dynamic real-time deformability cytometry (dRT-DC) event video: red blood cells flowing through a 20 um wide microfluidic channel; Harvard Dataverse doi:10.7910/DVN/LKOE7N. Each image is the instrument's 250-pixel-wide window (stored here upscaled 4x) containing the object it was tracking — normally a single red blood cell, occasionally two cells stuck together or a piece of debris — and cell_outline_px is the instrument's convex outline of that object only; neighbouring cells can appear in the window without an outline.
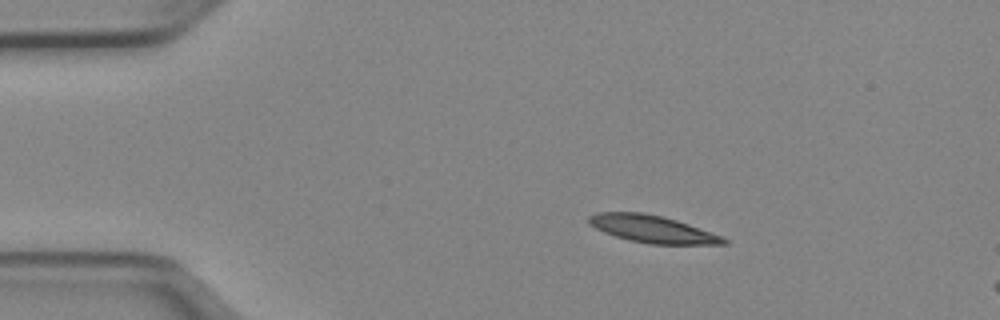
{"species": "Egyptian fruit bat (a non-hibernating species)", "species_latin": "Rousettus aegyptiacus", "temperature_condition": "cold", "stored_images_in_passage": 8, "camera_frame_rate_fps": 3000, "um_per_image_px": 0.085, "animal": {"sex": "female"}, "frame": {"image": 1, "passage_image": 1, "time_ms": 0.0, "image_size_px": [1000, 320], "cell_outline_px": [[728, 244], [648, 244], [628, 240], [604, 232], [588, 224], [588, 216], [596, 212], [644, 212], [664, 216], [724, 236], [728, 240]], "centroid_in_image_um": [55.45, 19.46], "position_along_channel_um": 29.5, "area_um2": 21.62}}